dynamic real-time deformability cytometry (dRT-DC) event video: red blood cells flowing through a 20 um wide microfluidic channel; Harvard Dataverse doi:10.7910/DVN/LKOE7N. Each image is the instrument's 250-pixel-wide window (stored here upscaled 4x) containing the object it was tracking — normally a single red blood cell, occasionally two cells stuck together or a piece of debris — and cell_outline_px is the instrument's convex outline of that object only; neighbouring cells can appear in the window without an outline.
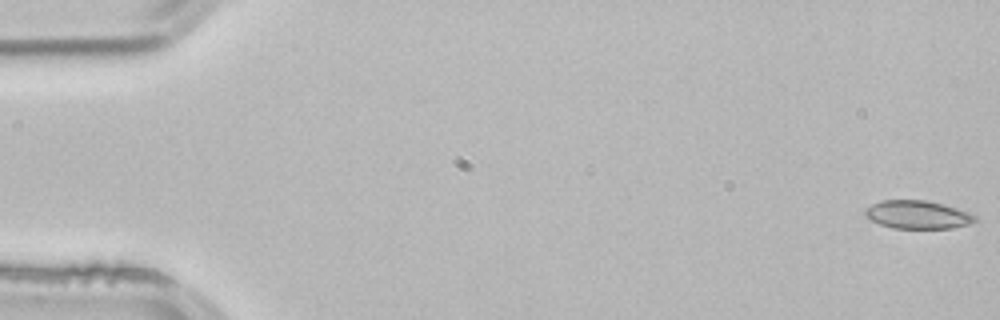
{"species": "common noctule bat (a hibernating species)", "species_latin": "Nyctalus noctula", "temperature_condition": "room temperature", "stored_images_in_passage": 4, "camera_frame_rate_fps": 3000, "um_per_image_px": 0.085, "animal": {"sex": "male", "body_mass_g": 21.5, "forearm_length_mm": 52.0}, "frame": {"image": 1, "passage_image": 1, "time_ms": 0.0, "image_size_px": [1000, 320], "cell_outline_px": [[976, 220], [968, 224], [952, 228], [892, 228], [880, 224], [864, 216], [864, 208], [880, 200], [924, 200], [944, 204], [968, 212], [976, 216]], "centroid_in_image_um": [77.95, 18.24], "position_along_channel_um": 7.0, "area_um2": 18.03}}
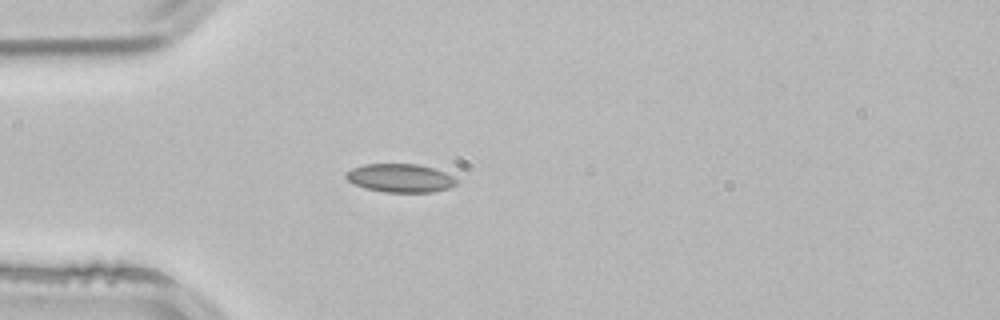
{"frame": {"image": 2, "passage_image": 4, "time_ms": 1.0, "image_size_px": [1000, 320], "cell_outline_px": [[456, 184], [448, 188], [432, 192], [384, 192], [364, 188], [348, 180], [344, 176], [344, 172], [352, 168], [364, 164], [416, 164], [432, 168], [444, 172], [452, 176], [456, 180]], "centroid_in_image_um": [33.97, 15.13], "position_along_channel_um": 51.0, "area_um2": 18.21}}